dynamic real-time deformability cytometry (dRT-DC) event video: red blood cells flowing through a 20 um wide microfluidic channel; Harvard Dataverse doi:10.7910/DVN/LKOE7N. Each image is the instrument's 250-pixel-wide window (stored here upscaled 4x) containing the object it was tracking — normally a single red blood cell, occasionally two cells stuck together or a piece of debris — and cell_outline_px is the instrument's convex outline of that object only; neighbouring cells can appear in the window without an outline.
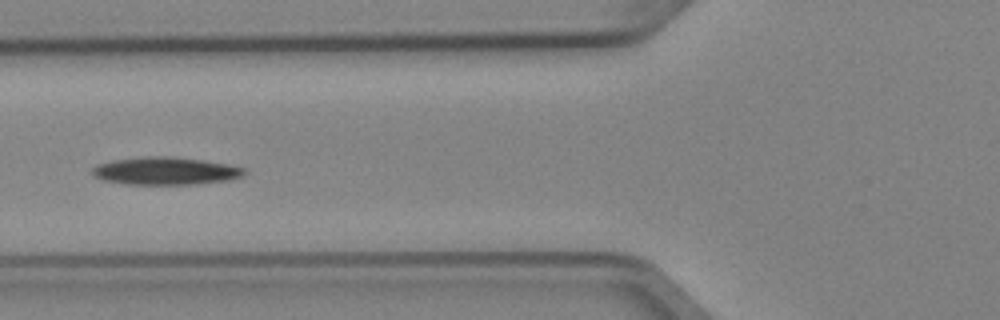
{"species": "Egyptian fruit bat (a non-hibernating species)", "species_latin": "Rousettus aegyptiacus", "temperature_condition": "cold", "stored_images_in_passage": 5, "camera_frame_rate_fps": 3000, "um_per_image_px": 0.085, "animal": {"sex": "female"}, "frame": {"image": 1, "passage_image": 5, "time_ms": 1.333, "image_size_px": [1000, 320], "cell_outline_px": [[248, 172], [240, 176], [228, 180], [196, 184], [128, 184], [104, 180], [92, 176], [92, 168], [96, 164], [112, 160], [148, 156], [172, 156], [204, 160], [228, 164], [244, 168]], "centroid_in_image_um": [14.05, 14.52], "position_along_channel_um": 111.8, "area_um2": 24.57}}